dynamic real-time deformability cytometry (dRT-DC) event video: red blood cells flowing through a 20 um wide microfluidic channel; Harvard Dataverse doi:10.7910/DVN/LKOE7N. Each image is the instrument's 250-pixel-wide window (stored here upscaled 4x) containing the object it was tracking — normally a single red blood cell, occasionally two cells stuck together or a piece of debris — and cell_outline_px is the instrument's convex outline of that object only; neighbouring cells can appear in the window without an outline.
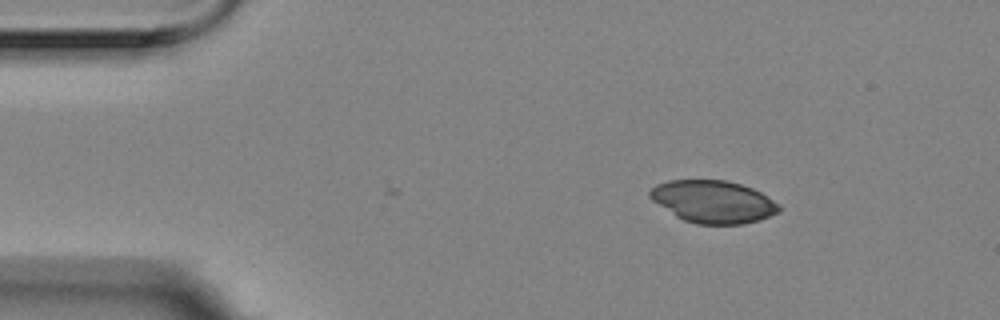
{"species": "Egyptian fruit bat (a non-hibernating species)", "species_latin": "Rousettus aegyptiacus", "temperature_condition": "room temperature", "stored_images_in_passage": 5, "segment_of_instrument_passage": [1, 2], "camera_frame_rate_fps": 3000, "um_per_image_px": 0.085, "animal": {"sex": "female"}, "frame": {"image": 1, "passage_image": 2, "time_ms": 0.333, "image_size_px": [1000, 320], "cell_outline_px": [[780, 212], [760, 220], [744, 224], [696, 224], [684, 220], [676, 216], [652, 200], [648, 196], [648, 192], [656, 184], [668, 180], [724, 180], [740, 184], [752, 188], [760, 192], [780, 204]], "centroid_in_image_um": [60.63, 17.14], "position_along_channel_um": 24.4, "area_um2": 31.96}}